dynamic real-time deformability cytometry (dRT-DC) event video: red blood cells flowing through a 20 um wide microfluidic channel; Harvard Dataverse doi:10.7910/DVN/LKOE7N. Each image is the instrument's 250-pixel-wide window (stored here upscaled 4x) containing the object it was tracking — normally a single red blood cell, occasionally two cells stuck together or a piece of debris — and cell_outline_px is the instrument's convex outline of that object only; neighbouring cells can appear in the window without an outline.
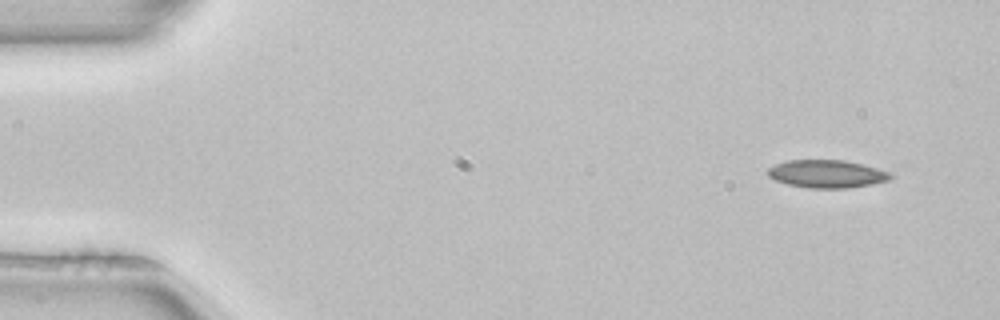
{"species": "common noctule bat (a hibernating species)", "species_latin": "Nyctalus noctula", "temperature_condition": "room temperature", "stored_images_in_passage": 4, "camera_frame_rate_fps": 3000, "um_per_image_px": 0.085, "animal": {"sex": "female", "body_mass_g": 22.7, "forearm_length_mm": 54.2}, "frame": {"image": 1, "passage_image": 1, "time_ms": 0.0, "image_size_px": [1000, 320], "cell_outline_px": [[892, 180], [848, 188], [808, 188], [788, 184], [776, 180], [768, 176], [768, 168], [776, 164], [788, 160], [844, 160], [876, 168], [888, 172], [892, 176]], "centroid_in_image_um": [70.27, 14.78], "position_along_channel_um": 14.7, "area_um2": 19.71}}
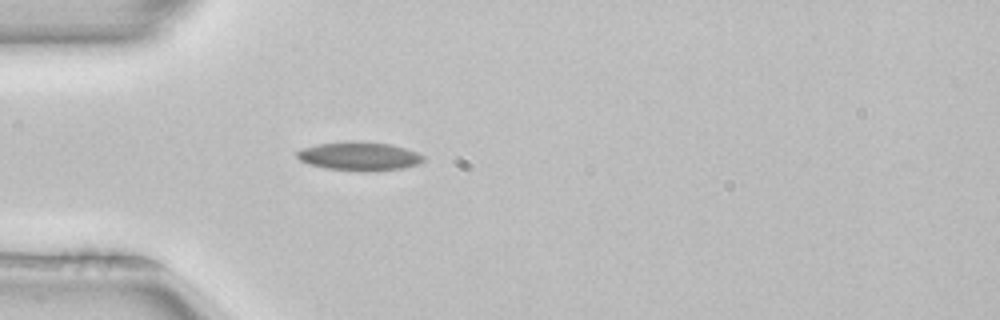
{"frame": {"image": 2, "passage_image": 4, "time_ms": 1.0, "image_size_px": [1000, 320], "cell_outline_px": [[424, 160], [416, 164], [400, 168], [368, 172], [364, 172], [324, 168], [308, 164], [300, 160], [296, 156], [296, 152], [300, 148], [320, 144], [388, 144], [404, 148], [416, 152], [424, 156]], "centroid_in_image_um": [30.5, 13.34], "position_along_channel_um": 54.5, "area_um2": 20.11}}